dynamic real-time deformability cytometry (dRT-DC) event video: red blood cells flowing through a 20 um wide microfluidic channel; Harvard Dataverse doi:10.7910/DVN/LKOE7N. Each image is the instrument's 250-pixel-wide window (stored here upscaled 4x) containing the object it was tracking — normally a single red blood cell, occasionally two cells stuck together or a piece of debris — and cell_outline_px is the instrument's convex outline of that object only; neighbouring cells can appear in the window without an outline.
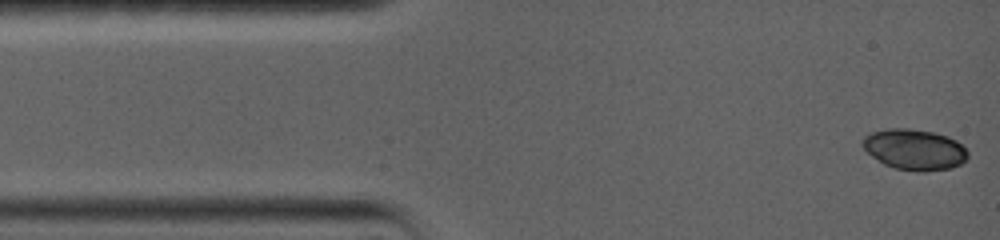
{"species": "common noctule bat (a hibernating species)", "species_latin": "Nyctalus noctula", "temperature_condition": "warm", "stored_images_in_passage": 14, "camera_frame_rate_fps": 5000, "um_per_image_px": 0.085, "animal": {"sex": "female", "body_mass_g": 19.0, "forearm_length_mm": 56.7}, "frame": {"image": 1, "passage_image": 1, "time_ms": 0.0, "image_size_px": [1000, 240], "cell_outline_px": [[968, 156], [960, 164], [952, 168], [924, 172], [920, 172], [896, 168], [884, 164], [872, 156], [860, 144], [860, 140], [864, 136], [872, 132], [888, 128], [908, 128], [932, 132], [948, 136], [956, 140], [968, 152]], "centroid_in_image_um": [77.71, 12.7], "position_along_channel_um": 7.3, "area_um2": 25.03}}
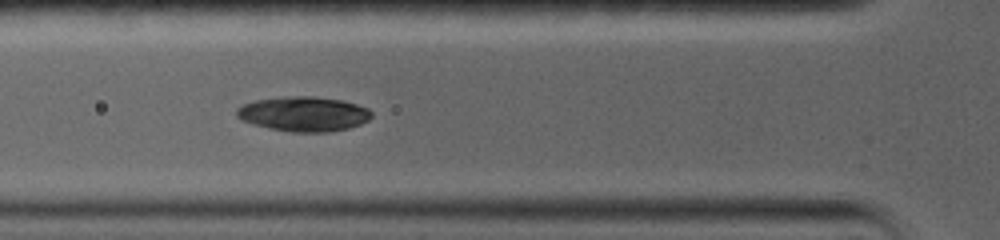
{"frame": {"image": 2, "passage_image": 10, "time_ms": 4.6, "image_size_px": [1000, 240], "cell_outline_px": [[372, 116], [368, 120], [360, 124], [348, 128], [328, 132], [292, 132], [268, 128], [252, 124], [240, 120], [236, 116], [236, 108], [244, 104], [256, 100], [284, 96], [316, 96], [344, 100], [368, 108], [372, 112]], "centroid_in_image_um": [25.8, 9.68], "position_along_channel_um": 100.0, "area_um2": 27.57}}
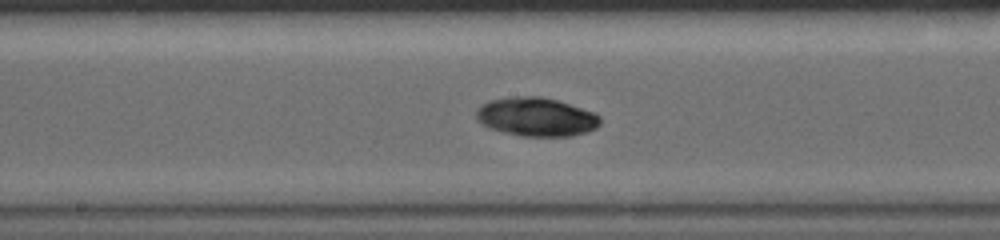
{"frame": {"image": 3, "passage_image": 14, "time_ms": 7.4, "image_size_px": [1000, 240], "cell_outline_px": [[600, 124], [596, 128], [572, 136], [520, 136], [488, 128], [476, 116], [476, 108], [480, 104], [488, 100], [508, 96], [540, 96], [556, 100], [596, 112], [600, 116]], "centroid_in_image_um": [45.57, 9.92], "position_along_channel_um": 202.6, "area_um2": 28.15}}